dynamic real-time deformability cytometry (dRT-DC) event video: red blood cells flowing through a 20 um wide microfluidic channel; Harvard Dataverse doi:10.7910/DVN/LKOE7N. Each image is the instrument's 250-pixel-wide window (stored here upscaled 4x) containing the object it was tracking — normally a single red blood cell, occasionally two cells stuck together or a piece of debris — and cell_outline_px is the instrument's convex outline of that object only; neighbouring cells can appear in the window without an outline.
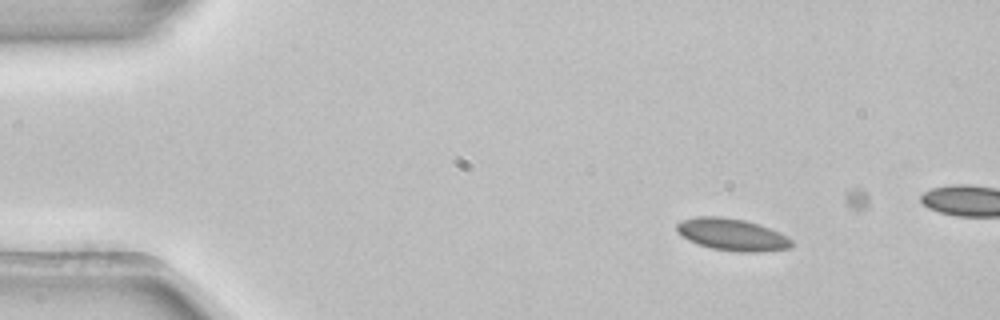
{"species": "common noctule bat (a hibernating species)", "species_latin": "Nyctalus noctula", "temperature_condition": "room temperature", "stored_images_in_passage": 3, "camera_frame_rate_fps": 3000, "um_per_image_px": 0.085, "animal": {"sex": "female", "body_mass_g": 22.7, "forearm_length_mm": 54.2}, "frame": {"image": 1, "passage_image": 1, "time_ms": 0.0, "image_size_px": [1000, 320], "cell_outline_px": [[792, 248], [760, 252], [740, 252], [712, 248], [688, 240], [676, 232], [676, 224], [680, 220], [696, 216], [720, 216], [744, 220], [780, 232], [788, 236], [792, 240]], "centroid_in_image_um": [62.22, 19.93], "position_along_channel_um": 22.8, "area_um2": 21.5}}